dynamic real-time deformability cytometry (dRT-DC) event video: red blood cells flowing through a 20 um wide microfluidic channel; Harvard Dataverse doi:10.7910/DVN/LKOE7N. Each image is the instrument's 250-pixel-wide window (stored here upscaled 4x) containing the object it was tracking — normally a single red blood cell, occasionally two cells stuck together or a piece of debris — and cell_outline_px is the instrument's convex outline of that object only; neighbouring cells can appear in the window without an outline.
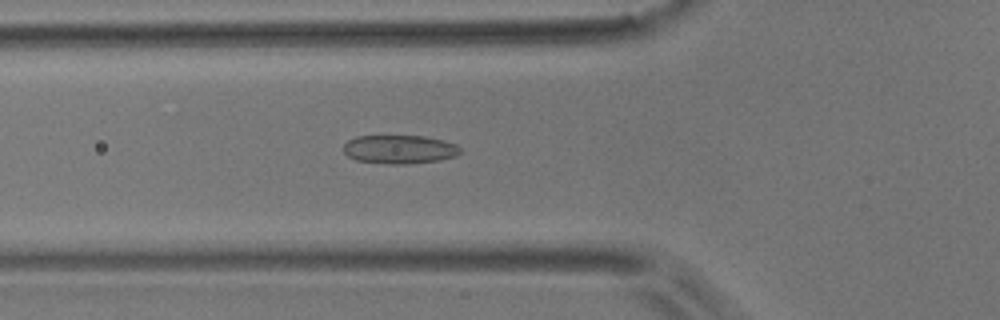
{"species": "common noctule bat (a hibernating species)", "species_latin": "Nyctalus noctula", "temperature_condition": "room temperature", "stored_images_in_passage": 54, "camera_frame_rate_fps": 3000, "um_per_image_px": 0.085, "animal": {"sex": "male", "body_mass_g": 17.9}, "frame": {"image": 1, "passage_image": 19, "time_ms": 6.0, "image_size_px": [1000, 320], "cell_outline_px": [[460, 152], [456, 156], [440, 160], [404, 164], [388, 164], [356, 160], [348, 156], [344, 152], [344, 144], [348, 140], [356, 136], [424, 136], [444, 140], [456, 144], [460, 148]], "centroid_in_image_um": [33.96, 12.69], "position_along_channel_um": 91.8, "area_um2": 19.48}}
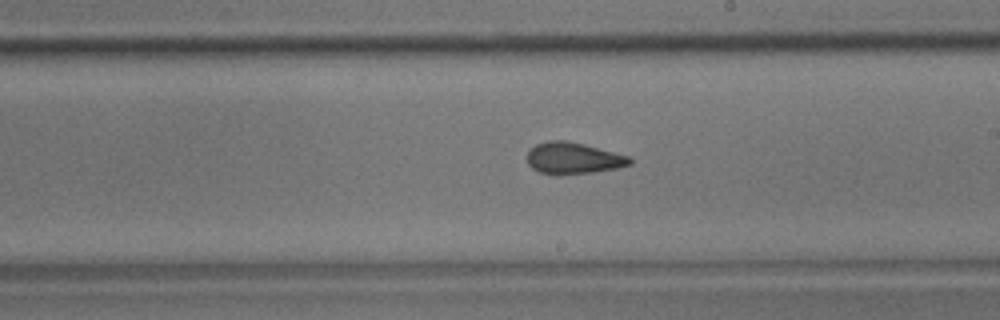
{"frame": {"image": 2, "passage_image": 31, "time_ms": 10.0, "image_size_px": [1000, 320], "cell_outline_px": [[632, 164], [616, 168], [592, 172], [556, 176], [540, 172], [532, 168], [528, 164], [528, 152], [536, 144], [548, 140], [564, 140], [584, 144], [628, 156], [632, 160]], "centroid_in_image_um": [48.7, 13.46], "position_along_channel_um": 240.3, "area_um2": 18.84}}
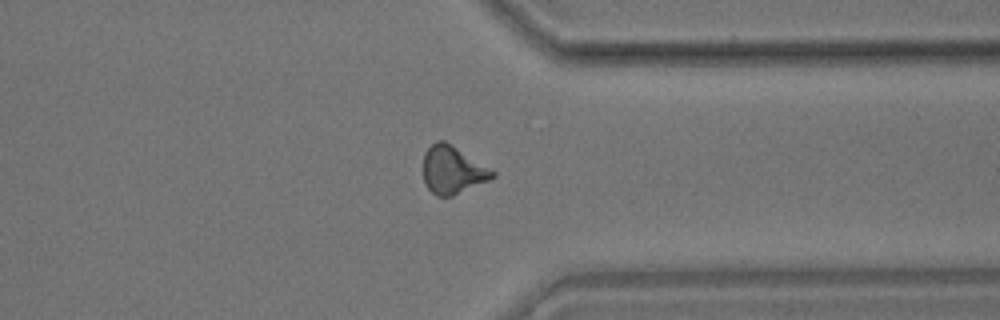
{"frame": {"image": 3, "passage_image": 42, "time_ms": 13.667, "image_size_px": [1000, 320], "cell_outline_px": [[496, 176], [488, 180], [452, 196], [436, 196], [428, 188], [424, 180], [424, 152], [436, 140], [444, 140], [452, 144], [496, 172]], "centroid_in_image_um": [38.46, 14.43], "position_along_channel_um": 372.9, "area_um2": 19.07}, "authors_computed_cell_mechanics": {"area_um2": 18.9584, "velocity_mm_per_s": 3.6917, "shape_relaxation_time_tau1_ms": 7.817, "shape_relaxation_time_tau2_ms": 1.7198, "deformation_change_tau1": 0.151, "deformation_change_tau2": 0.0838}}